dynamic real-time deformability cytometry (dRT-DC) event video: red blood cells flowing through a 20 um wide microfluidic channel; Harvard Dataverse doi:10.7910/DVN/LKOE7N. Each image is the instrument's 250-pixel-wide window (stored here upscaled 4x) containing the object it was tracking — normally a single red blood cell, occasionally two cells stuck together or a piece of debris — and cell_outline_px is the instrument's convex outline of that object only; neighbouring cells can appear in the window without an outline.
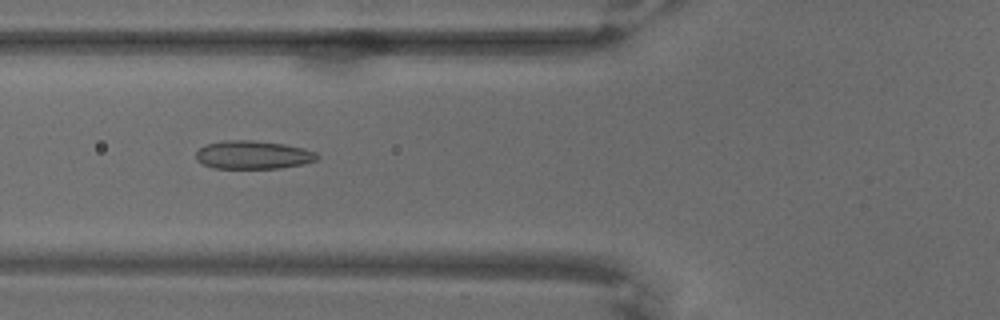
{"species": "common noctule bat (a hibernating species)", "species_latin": "Nyctalus noctula", "temperature_condition": "warm", "stored_images_in_passage": 68, "camera_frame_rate_fps": 3000, "um_per_image_px": 0.085, "animal": {"sex": "male", "body_mass_g": 18.8}, "frame": {"image": 1, "passage_image": 27, "time_ms": 8.667, "image_size_px": [1000, 320], "cell_outline_px": [[320, 156], [316, 160], [304, 164], [280, 168], [212, 168], [196, 160], [196, 152], [204, 144], [224, 140], [252, 140], [284, 144], [304, 148], [316, 152]], "centroid_in_image_um": [21.51, 13.16], "position_along_channel_um": 104.3, "area_um2": 20.11}}
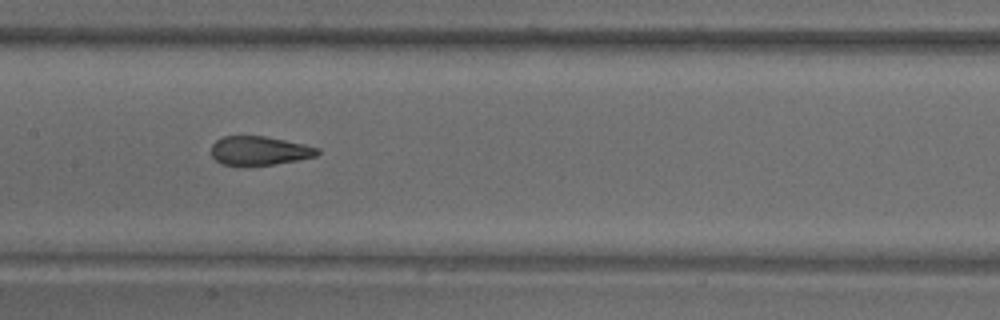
{"frame": {"image": 2, "passage_image": 35, "time_ms": 11.333, "image_size_px": [1000, 320], "cell_outline_px": [[320, 152], [316, 156], [296, 160], [272, 164], [244, 168], [224, 164], [216, 160], [212, 156], [212, 144], [216, 140], [224, 136], [264, 136], [304, 144], [320, 148]], "centroid_in_image_um": [22.02, 12.83], "position_along_channel_um": 185.4, "area_um2": 18.15}}
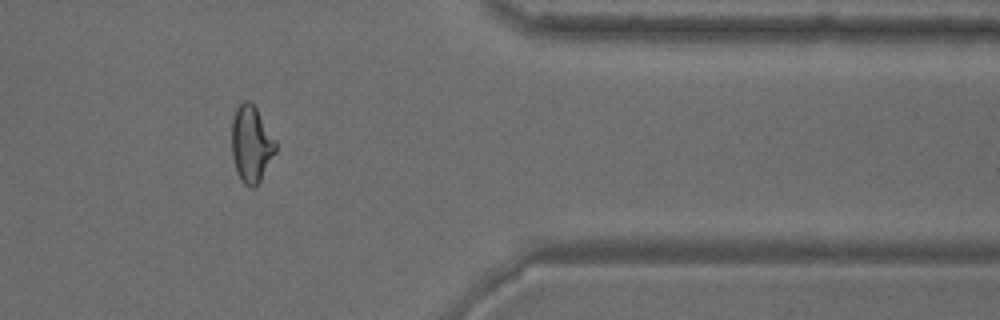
{"frame": {"image": 3, "passage_image": 57, "time_ms": 18.667, "image_size_px": [1000, 320], "cell_outline_px": [[276, 152], [256, 188], [248, 188], [240, 180], [236, 172], [232, 156], [232, 120], [236, 108], [244, 100], [248, 100], [256, 108], [276, 140]], "centroid_in_image_um": [21.35, 12.29], "position_along_channel_um": 390.0, "area_um2": 19.77}}